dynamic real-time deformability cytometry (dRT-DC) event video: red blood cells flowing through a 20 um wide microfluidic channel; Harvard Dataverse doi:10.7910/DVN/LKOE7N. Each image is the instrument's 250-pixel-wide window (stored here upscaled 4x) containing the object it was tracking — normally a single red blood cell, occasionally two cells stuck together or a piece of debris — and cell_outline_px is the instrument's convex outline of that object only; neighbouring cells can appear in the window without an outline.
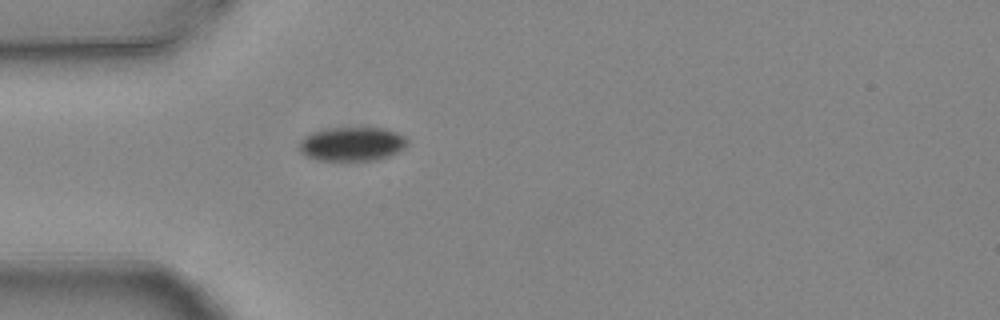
{"species": "common noctule bat (a hibernating species)", "species_latin": "Nyctalus noctula", "temperature_condition": "warm", "stored_images_in_passage": 1, "camera_frame_rate_fps": 3000, "um_per_image_px": 0.085, "animal": {"sex": "female", "body_mass_g": 24.6, "forearm_length_mm": 56.2}, "frame": {"image": 1, "passage_image": 1, "time_ms": 0.0, "image_size_px": [1000, 320], "cell_outline_px": [[408, 144], [404, 148], [388, 156], [372, 160], [320, 160], [308, 156], [300, 152], [296, 148], [300, 140], [304, 136], [312, 132], [336, 128], [384, 128], [396, 132], [404, 136], [408, 140]], "centroid_in_image_um": [29.9, 12.23], "position_along_channel_um": 55.1, "area_um2": 21.27}}